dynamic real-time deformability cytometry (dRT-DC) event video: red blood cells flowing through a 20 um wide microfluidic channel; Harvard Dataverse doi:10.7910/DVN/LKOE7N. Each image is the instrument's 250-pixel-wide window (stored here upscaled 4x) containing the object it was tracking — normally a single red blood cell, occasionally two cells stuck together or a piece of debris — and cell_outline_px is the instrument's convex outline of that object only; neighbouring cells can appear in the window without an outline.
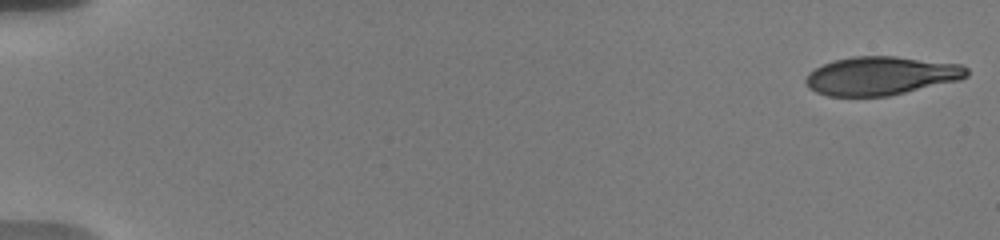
{"species": "human", "species_latin": "Homo sapiens", "temperature_condition": "warm", "stored_images_in_passage": 24, "camera_frame_rate_fps": 3000, "um_per_image_px": 0.085, "donor": {"sex": "male"}, "frame": {"image": 1, "passage_image": 1, "time_ms": 0.0, "image_size_px": [1000, 240], "cell_outline_px": [[968, 76], [960, 80], [888, 96], [828, 96], [816, 92], [808, 88], [804, 80], [808, 72], [824, 64], [836, 60], [852, 56], [896, 56], [960, 64], [968, 68]], "centroid_in_image_um": [74.88, 6.44], "position_along_channel_um": 10.1, "area_um2": 36.18}}
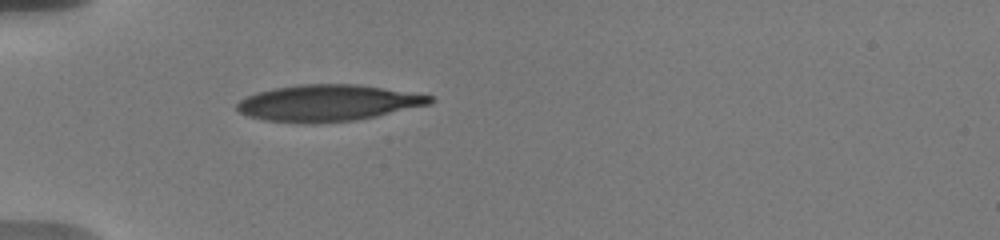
{"frame": {"image": 2, "passage_image": 21, "time_ms": 5.667, "image_size_px": [1000, 240], "cell_outline_px": [[436, 100], [432, 104], [376, 116], [356, 120], [320, 124], [300, 124], [264, 120], [248, 116], [240, 112], [236, 108], [236, 104], [240, 100], [256, 92], [272, 88], [300, 84], [356, 84], [432, 96]], "centroid_in_image_um": [27.85, 8.77], "position_along_channel_um": 57.2, "area_um2": 41.21}}